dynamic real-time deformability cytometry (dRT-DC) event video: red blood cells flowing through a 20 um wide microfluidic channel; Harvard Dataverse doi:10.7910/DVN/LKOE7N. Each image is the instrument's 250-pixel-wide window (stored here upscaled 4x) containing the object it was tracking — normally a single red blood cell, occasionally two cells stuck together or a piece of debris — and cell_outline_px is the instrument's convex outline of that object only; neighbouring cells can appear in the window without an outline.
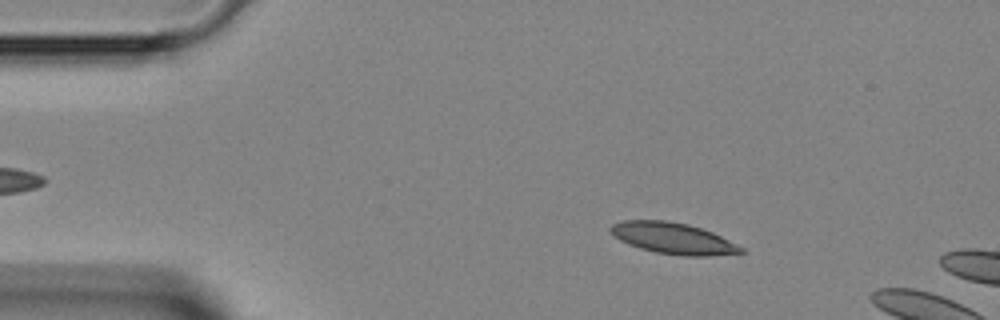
{"species": "Egyptian fruit bat (a non-hibernating species)", "species_latin": "Rousettus aegyptiacus", "temperature_condition": "room temperature", "stored_images_in_passage": 11, "camera_frame_rate_fps": 3000, "um_per_image_px": 0.085, "animal": {"sex": "female"}, "frame": {"image": 1, "passage_image": 8, "time_ms": 2.333, "image_size_px": [1000, 320], "cell_outline_px": [[744, 252], [708, 256], [684, 256], [656, 252], [640, 248], [628, 244], [620, 240], [608, 228], [612, 224], [624, 220], [668, 220], [688, 224], [712, 232], [744, 248]], "centroid_in_image_um": [57.2, 20.25], "position_along_channel_um": 27.8, "area_um2": 23.52}}